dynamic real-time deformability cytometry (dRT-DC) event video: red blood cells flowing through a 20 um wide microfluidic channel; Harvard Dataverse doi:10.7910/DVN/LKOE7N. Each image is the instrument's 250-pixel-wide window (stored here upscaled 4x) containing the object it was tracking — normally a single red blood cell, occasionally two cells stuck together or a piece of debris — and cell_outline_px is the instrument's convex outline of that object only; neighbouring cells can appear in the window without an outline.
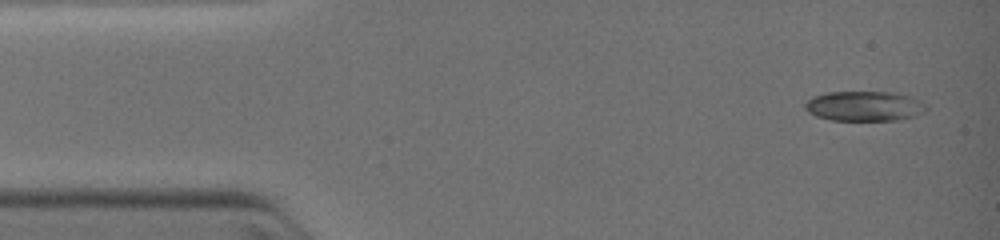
{"species": "common noctule bat (a hibernating species)", "species_latin": "Nyctalus noctula", "temperature_condition": "warm", "stored_images_in_passage": 4, "camera_frame_rate_fps": 3000, "um_per_image_px": 0.085, "animal": {"sex": "female", "body_mass_g": 19.0, "forearm_length_mm": 51.5}, "frame": {"image": 1, "passage_image": 1, "time_ms": 0.0, "image_size_px": [1000, 240], "cell_outline_px": [[928, 108], [924, 112], [916, 116], [896, 120], [832, 120], [816, 116], [808, 112], [804, 108], [804, 104], [812, 96], [828, 92], [892, 92], [912, 96], [920, 100]], "centroid_in_image_um": [73.48, 9.01], "position_along_channel_um": 11.5, "area_um2": 21.27}}
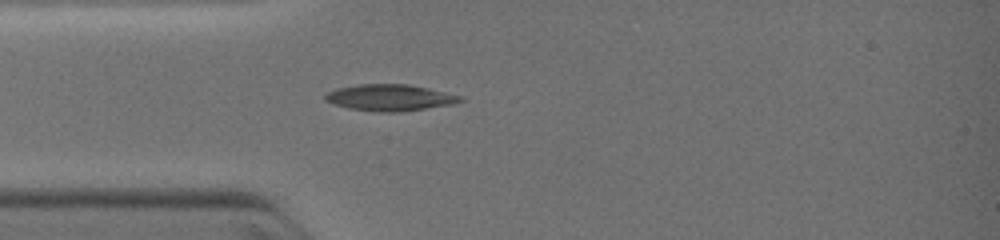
{"frame": {"image": 2, "passage_image": 4, "time_ms": 2.667, "image_size_px": [1000, 240], "cell_outline_px": [[464, 100], [452, 104], [400, 112], [380, 112], [348, 108], [324, 100], [324, 96], [328, 92], [336, 88], [360, 84], [408, 84], [428, 88], [460, 96]], "centroid_in_image_um": [33.11, 8.29], "position_along_channel_um": 51.9, "area_um2": 20.58}}